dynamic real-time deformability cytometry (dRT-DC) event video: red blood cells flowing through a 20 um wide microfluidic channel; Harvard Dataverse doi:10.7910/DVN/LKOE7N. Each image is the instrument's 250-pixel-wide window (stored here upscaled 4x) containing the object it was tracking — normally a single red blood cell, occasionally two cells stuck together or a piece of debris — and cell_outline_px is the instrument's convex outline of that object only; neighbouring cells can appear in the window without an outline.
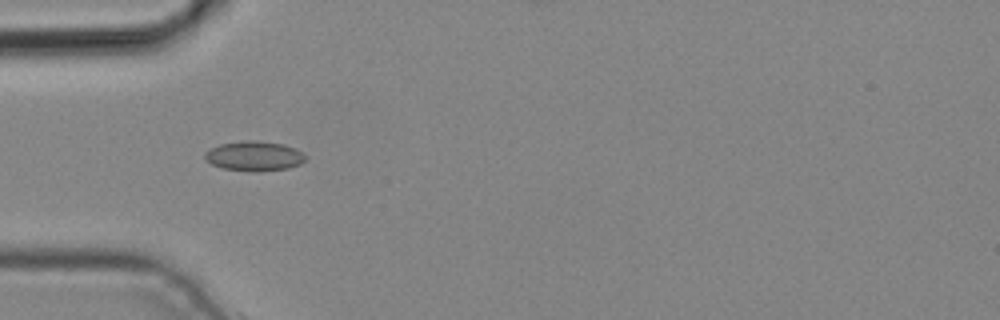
{"species": "common noctule bat (a hibernating species)", "species_latin": "Nyctalus noctula", "temperature_condition": "cold", "stored_images_in_passage": 3, "camera_frame_rate_fps": 3000, "um_per_image_px": 0.085, "animal": {"sex": "male", "body_mass_g": 19.2, "forearm_length_mm": 51.8}, "frame": {"image": 1, "passage_image": 1, "time_ms": 0.0, "image_size_px": [1000, 320], "cell_outline_px": [[304, 160], [300, 164], [288, 168], [260, 172], [252, 172], [220, 168], [204, 160], [204, 152], [220, 144], [248, 140], [256, 140], [284, 144], [296, 148], [304, 156]], "centroid_in_image_um": [21.57, 13.27], "position_along_channel_um": 63.4, "area_um2": 17.57}}
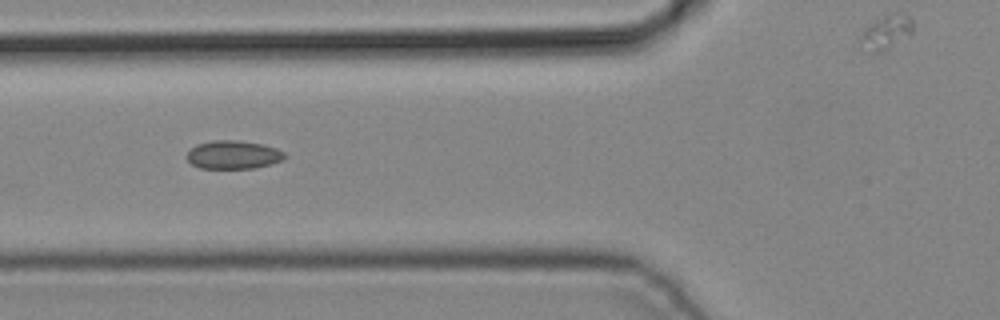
{"frame": {"image": 2, "passage_image": 2, "time_ms": 0.333, "image_size_px": [1000, 320], "cell_outline_px": [[288, 156], [284, 160], [252, 168], [200, 168], [192, 164], [184, 156], [196, 144], [212, 140], [236, 140], [264, 144], [276, 148], [284, 152]], "centroid_in_image_um": [19.83, 13.14], "position_along_channel_um": 106.0, "area_um2": 16.24}}